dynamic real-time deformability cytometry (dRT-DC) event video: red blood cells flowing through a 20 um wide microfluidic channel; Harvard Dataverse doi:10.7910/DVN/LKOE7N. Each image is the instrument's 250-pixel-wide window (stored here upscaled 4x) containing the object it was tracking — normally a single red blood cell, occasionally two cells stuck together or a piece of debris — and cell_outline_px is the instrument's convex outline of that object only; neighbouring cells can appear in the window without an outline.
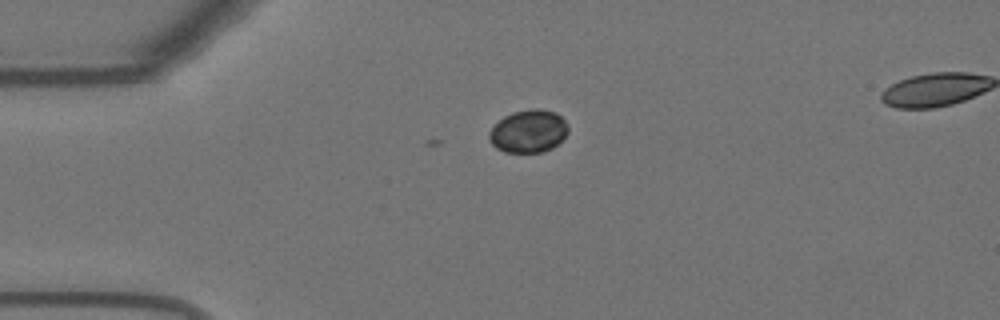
{"species": "Egyptian fruit bat (a non-hibernating species)", "species_latin": "Rousettus aegyptiacus", "temperature_condition": "warm", "stored_images_in_passage": 6, "camera_frame_rate_fps": 3000, "um_per_image_px": 0.085, "animal": {"sex": "female"}, "frame": {"image": 1, "passage_image": 1, "time_ms": 0.0, "image_size_px": [1000, 320], "cell_outline_px": [[568, 132], [552, 148], [544, 152], [504, 152], [496, 148], [488, 140], [488, 132], [504, 116], [512, 112], [532, 108], [540, 108], [556, 112], [568, 124]], "centroid_in_image_um": [44.91, 11.15], "position_along_channel_um": 40.1, "area_um2": 19.77}}
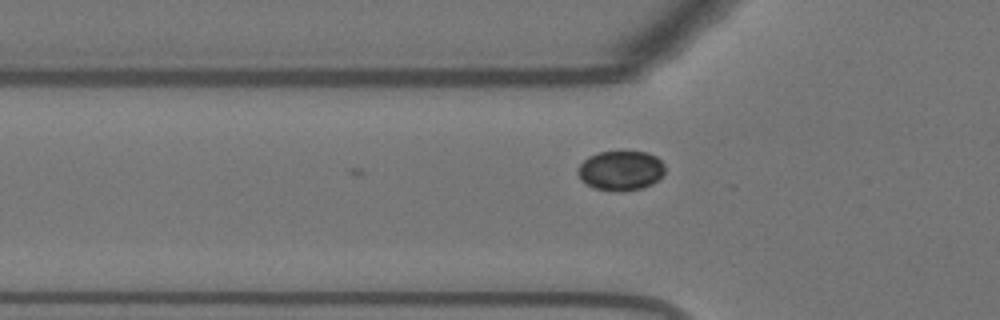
{"frame": {"image": 2, "passage_image": 6, "time_ms": 1.667, "image_size_px": [1000, 320], "cell_outline_px": [[664, 172], [652, 184], [640, 188], [620, 192], [616, 192], [596, 188], [580, 180], [576, 172], [576, 168], [588, 156], [600, 152], [648, 152], [656, 156], [664, 164]], "centroid_in_image_um": [52.73, 14.49], "position_along_channel_um": 73.1, "area_um2": 20.11}}